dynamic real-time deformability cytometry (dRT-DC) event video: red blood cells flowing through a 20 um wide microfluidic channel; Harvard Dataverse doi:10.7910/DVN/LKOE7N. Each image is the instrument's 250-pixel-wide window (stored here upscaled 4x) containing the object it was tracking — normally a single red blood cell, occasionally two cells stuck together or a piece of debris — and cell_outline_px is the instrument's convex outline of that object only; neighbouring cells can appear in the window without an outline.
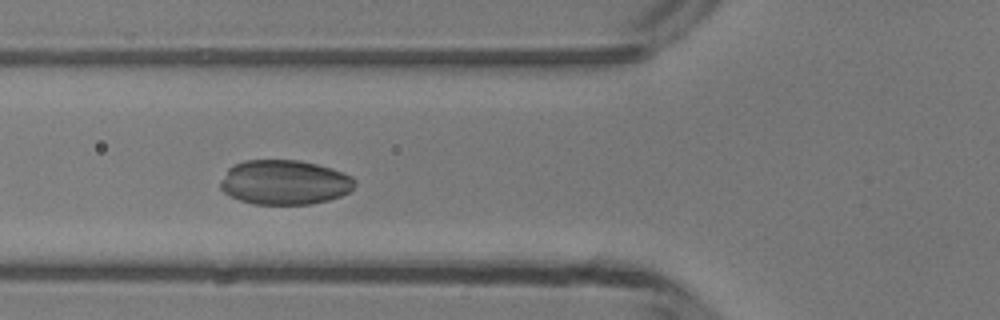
{"species": "common noctule bat (a hibernating species)", "species_latin": "Nyctalus noctula", "temperature_condition": "room temperature", "stored_images_in_passage": 35, "camera_frame_rate_fps": 3000, "um_per_image_px": 0.085, "animal": {"sex": "male", "body_mass_g": 13.3}, "frame": {"image": 1, "passage_image": 5, "time_ms": 1.333, "image_size_px": [1000, 320], "cell_outline_px": [[356, 184], [348, 192], [340, 196], [328, 200], [312, 204], [252, 204], [240, 200], [224, 192], [220, 188], [220, 184], [228, 168], [232, 164], [244, 160], [300, 160], [332, 168], [352, 176], [356, 180]], "centroid_in_image_um": [24.19, 15.49], "position_along_channel_um": 101.6, "area_um2": 35.03}}
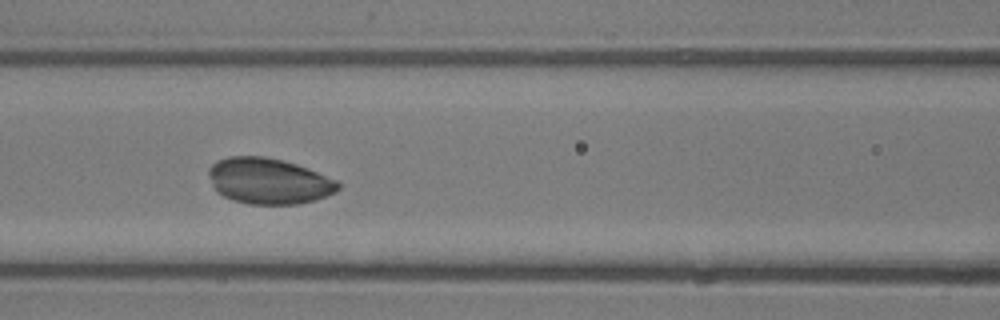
{"frame": {"image": 2, "passage_image": 8, "time_ms": 2.333, "image_size_px": [1000, 320], "cell_outline_px": [[340, 188], [336, 192], [316, 200], [296, 204], [248, 204], [232, 200], [216, 192], [208, 176], [208, 168], [216, 160], [228, 156], [264, 156], [296, 164], [308, 168], [336, 180], [340, 184]], "centroid_in_image_um": [22.81, 15.39], "position_along_channel_um": 143.8, "area_um2": 34.8}}
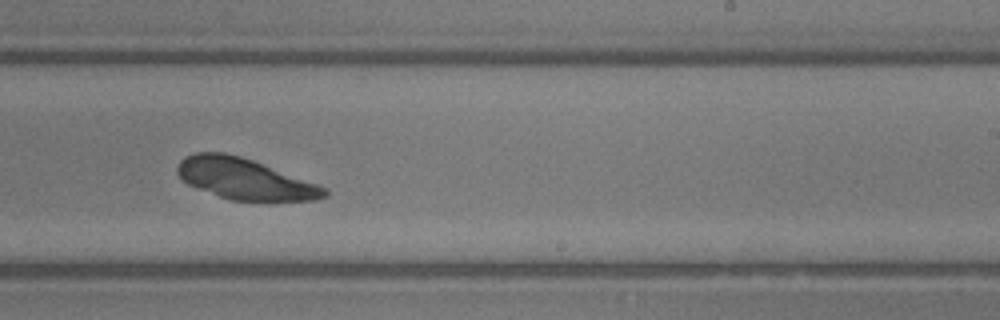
{"frame": {"image": 3, "passage_image": 17, "time_ms": 5.333, "image_size_px": [1000, 320], "cell_outline_px": [[328, 196], [316, 200], [228, 200], [188, 184], [176, 172], [176, 168], [180, 160], [184, 156], [196, 152], [224, 152], [240, 156], [252, 160], [320, 184], [328, 188]], "centroid_in_image_um": [20.82, 15.2], "position_along_channel_um": 268.2, "area_um2": 35.08}}